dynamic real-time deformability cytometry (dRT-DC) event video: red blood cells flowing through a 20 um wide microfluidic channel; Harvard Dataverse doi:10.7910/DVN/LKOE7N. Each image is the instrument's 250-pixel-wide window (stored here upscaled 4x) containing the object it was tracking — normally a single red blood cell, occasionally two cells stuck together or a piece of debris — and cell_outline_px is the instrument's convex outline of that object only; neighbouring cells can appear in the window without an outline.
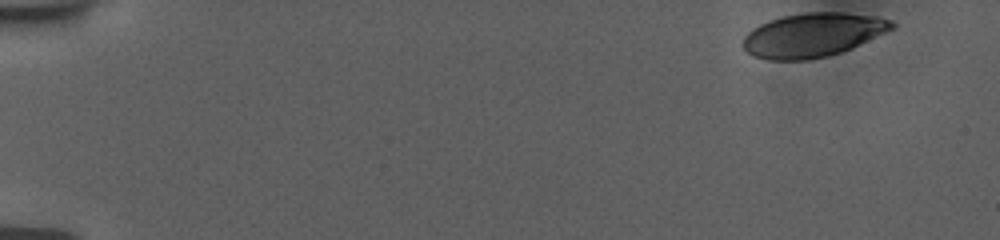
{"species": "human", "species_latin": "Homo sapiens", "temperature_condition": "room temperature", "stored_images_in_passage": 9, "camera_frame_rate_fps": 3000, "um_per_image_px": 0.085, "donor": {"sex": "female"}, "frame": {"image": 1, "passage_image": 1, "time_ms": 0.0, "image_size_px": [1000, 240], "cell_outline_px": [[896, 24], [892, 28], [852, 48], [828, 56], [808, 60], [768, 60], [752, 56], [740, 44], [744, 36], [752, 28], [760, 24], [784, 16], [808, 12], [840, 12], [872, 16], [892, 20]], "centroid_in_image_um": [69.03, 2.99], "position_along_channel_um": 16.0, "area_um2": 37.86}}